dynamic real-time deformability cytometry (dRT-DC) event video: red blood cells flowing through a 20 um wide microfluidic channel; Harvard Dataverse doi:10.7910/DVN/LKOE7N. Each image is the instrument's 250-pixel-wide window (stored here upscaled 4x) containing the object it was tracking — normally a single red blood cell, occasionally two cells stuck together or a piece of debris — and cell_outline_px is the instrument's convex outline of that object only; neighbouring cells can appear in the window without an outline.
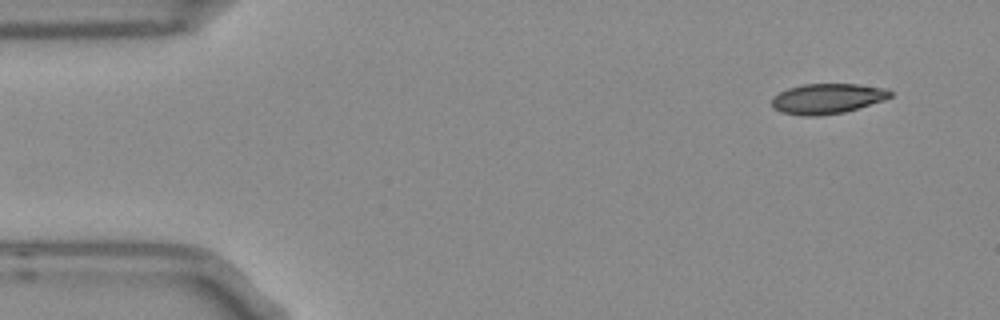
{"species": "Egyptian fruit bat (a non-hibernating species)", "species_latin": "Rousettus aegyptiacus", "temperature_condition": "room temperature", "stored_images_in_passage": 6, "segment_of_instrument_passage": [2, 2], "camera_frame_rate_fps": 3000, "um_per_image_px": 0.085, "frame": {"image": 1, "passage_image": 6, "time_ms": 1.667, "image_size_px": [1000, 320], "cell_outline_px": [[892, 96], [884, 100], [844, 112], [820, 116], [804, 116], [780, 112], [772, 108], [772, 96], [788, 88], [804, 84], [856, 84], [888, 88], [892, 92]], "centroid_in_image_um": [70.31, 8.38], "position_along_channel_um": 14.7, "area_um2": 20.98}}